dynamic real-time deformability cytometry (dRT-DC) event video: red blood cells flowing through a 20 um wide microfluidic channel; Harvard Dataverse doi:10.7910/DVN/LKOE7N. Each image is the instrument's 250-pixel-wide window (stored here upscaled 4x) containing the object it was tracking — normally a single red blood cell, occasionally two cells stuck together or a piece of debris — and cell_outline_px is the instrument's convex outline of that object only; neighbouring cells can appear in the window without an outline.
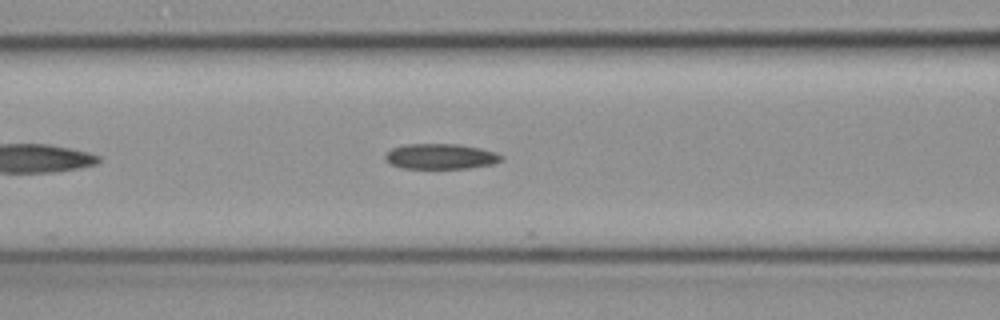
{"species": "common noctule bat (a hibernating species)", "species_latin": "Nyctalus noctula", "temperature_condition": "cold", "stored_images_in_passage": 12, "camera_frame_rate_fps": 3000, "um_per_image_px": 0.085, "animal": {"sex": "female", "body_mass_g": 19.3, "forearm_length_mm": 54.1}, "frame": {"image": 1, "passage_image": 6, "time_ms": 1.667, "image_size_px": [1000, 320], "cell_outline_px": [[504, 156], [500, 160], [492, 164], [468, 168], [400, 168], [384, 160], [384, 156], [392, 148], [408, 144], [460, 144], [480, 148], [496, 152]], "centroid_in_image_um": [37.45, 13.29], "position_along_channel_um": 129.2, "area_um2": 17.11}}
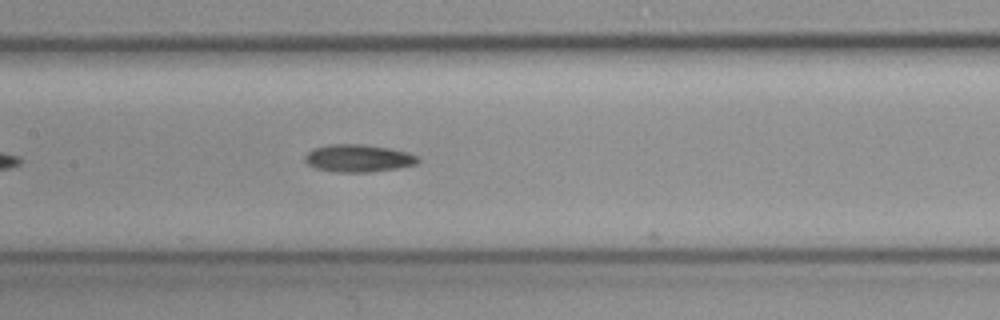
{"frame": {"image": 2, "passage_image": 10, "time_ms": 3.0, "image_size_px": [1000, 320], "cell_outline_px": [[420, 160], [416, 164], [396, 168], [368, 172], [336, 172], [316, 168], [308, 164], [304, 160], [304, 156], [312, 148], [328, 144], [364, 144], [388, 148], [408, 152], [416, 156]], "centroid_in_image_um": [30.42, 13.44], "position_along_channel_um": 177.0, "area_um2": 18.09}}